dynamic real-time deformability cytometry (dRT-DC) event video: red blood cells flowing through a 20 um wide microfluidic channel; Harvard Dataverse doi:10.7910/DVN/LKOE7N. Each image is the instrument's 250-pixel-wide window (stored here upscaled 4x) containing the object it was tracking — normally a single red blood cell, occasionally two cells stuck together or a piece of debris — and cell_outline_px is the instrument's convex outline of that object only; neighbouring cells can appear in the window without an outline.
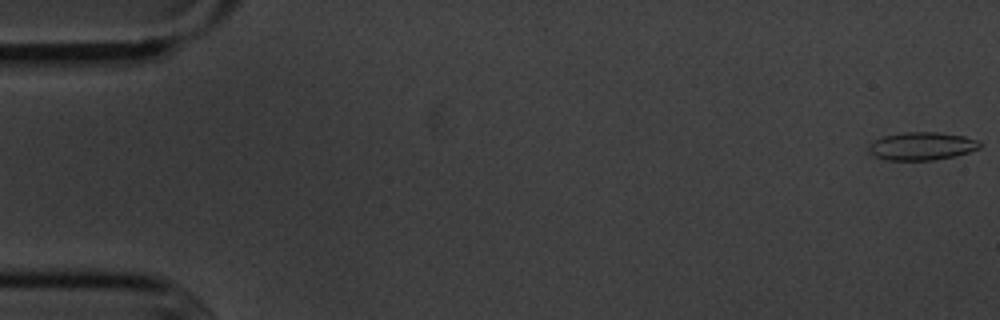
{"species": "common noctule bat (a hibernating species)", "species_latin": "Nyctalus noctula", "temperature_condition": "cold", "stored_images_in_passage": 8, "camera_frame_rate_fps": 3000, "um_per_image_px": 0.085, "animal": {"sex": "male", "body_mass_g": 20.1, "forearm_length_mm": 53.5}, "frame": {"image": 1, "passage_image": 1, "time_ms": 0.0, "image_size_px": [1000, 320], "cell_outline_px": [[984, 144], [980, 148], [956, 156], [936, 160], [884, 160], [876, 156], [868, 148], [868, 144], [884, 136], [904, 132], [936, 132], [964, 136], [976, 140]], "centroid_in_image_um": [78.39, 12.42], "position_along_channel_um": 6.6, "area_um2": 18.09}}
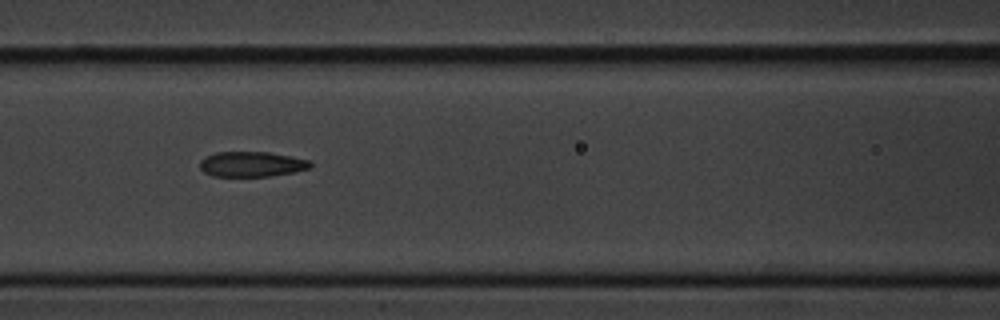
{"frame": {"image": 2, "passage_image": 7, "time_ms": 7.667, "image_size_px": [1000, 320], "cell_outline_px": [[312, 164], [308, 168], [292, 172], [268, 176], [212, 176], [204, 172], [200, 168], [200, 160], [216, 152], [268, 152], [292, 156], [308, 160]], "centroid_in_image_um": [21.36, 13.95], "position_along_channel_um": 145.2, "area_um2": 16.01}}
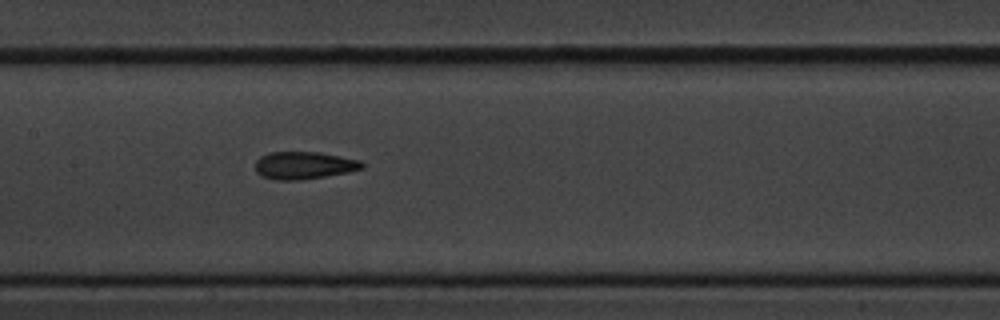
{"frame": {"image": 3, "passage_image": 8, "time_ms": 8.667, "image_size_px": [1000, 320], "cell_outline_px": [[364, 168], [348, 172], [300, 180], [276, 180], [260, 176], [256, 172], [256, 160], [260, 156], [268, 152], [320, 152], [360, 160], [364, 164]], "centroid_in_image_um": [25.82, 14.05], "position_along_channel_um": 181.6, "area_um2": 17.17}}